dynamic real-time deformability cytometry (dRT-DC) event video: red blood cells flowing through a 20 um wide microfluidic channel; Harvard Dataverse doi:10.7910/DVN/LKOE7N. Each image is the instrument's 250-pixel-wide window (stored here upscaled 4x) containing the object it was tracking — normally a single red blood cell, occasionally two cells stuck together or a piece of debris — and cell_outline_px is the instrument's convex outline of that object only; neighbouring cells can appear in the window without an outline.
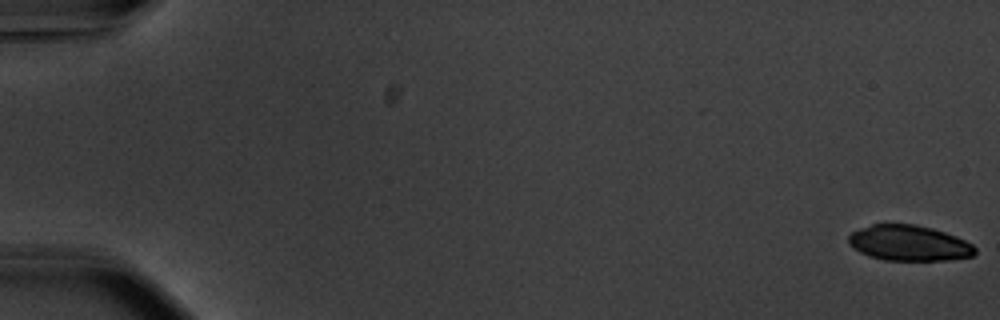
{"species": "common noctule bat (a hibernating species)", "species_latin": "Nyctalus noctula", "temperature_condition": "warm", "stored_images_in_passage": 19, "camera_frame_rate_fps": 3000, "um_per_image_px": 0.085, "animal": {"sex": "male", "body_mass_g": 20.1, "forearm_length_mm": 53.5}, "frame": {"image": 1, "passage_image": 1, "time_ms": 0.0, "image_size_px": [1000, 320], "cell_outline_px": [[976, 252], [972, 256], [944, 260], [884, 260], [868, 256], [860, 252], [848, 244], [848, 236], [852, 232], [860, 228], [872, 224], [916, 224], [932, 228], [956, 236], [972, 244], [976, 248]], "centroid_in_image_um": [77.24, 20.66], "position_along_channel_um": 7.8, "area_um2": 26.18}}